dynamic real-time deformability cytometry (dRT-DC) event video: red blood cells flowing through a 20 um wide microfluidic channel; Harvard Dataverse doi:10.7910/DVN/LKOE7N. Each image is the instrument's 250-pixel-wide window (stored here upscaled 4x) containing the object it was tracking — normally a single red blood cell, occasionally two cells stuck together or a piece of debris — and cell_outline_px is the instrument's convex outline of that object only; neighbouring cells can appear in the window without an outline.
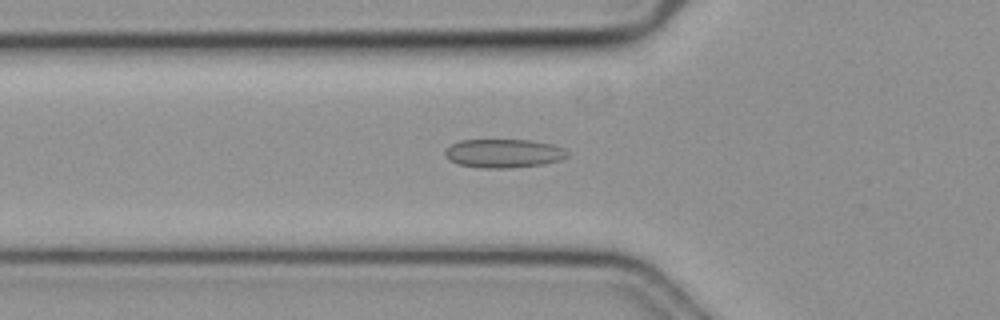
{"species": "common noctule bat (a hibernating species)", "species_latin": "Nyctalus noctula", "temperature_condition": "cold", "stored_images_in_passage": 50, "segment_of_instrument_passage": [1, 2], "camera_frame_rate_fps": 3000, "um_per_image_px": 0.085, "animal": {"sex": "female", "body_mass_g": 19.3, "forearm_length_mm": 54.1}, "frame": {"image": 1, "passage_image": 20, "time_ms": 6.333, "image_size_px": [1000, 320], "cell_outline_px": [[568, 156], [560, 160], [544, 164], [508, 168], [484, 168], [460, 164], [448, 160], [444, 156], [444, 152], [452, 144], [460, 140], [532, 140], [552, 144], [564, 148], [568, 152]], "centroid_in_image_um": [42.82, 13.03], "position_along_channel_um": 83.0, "area_um2": 20.46}}
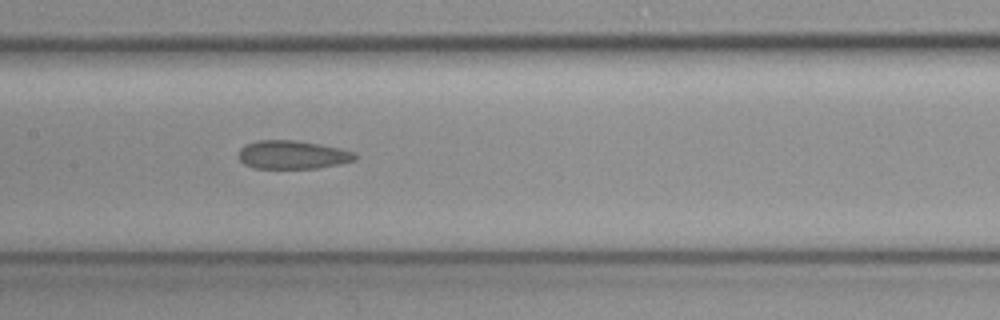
{"frame": {"image": 2, "passage_image": 28, "time_ms": 9.0, "image_size_px": [1000, 320], "cell_outline_px": [[356, 160], [340, 164], [316, 168], [252, 168], [244, 164], [236, 156], [240, 148], [244, 144], [260, 140], [296, 140], [320, 144], [340, 148], [356, 152]], "centroid_in_image_um": [24.84, 13.15], "position_along_channel_um": 182.6, "area_um2": 19.54}}
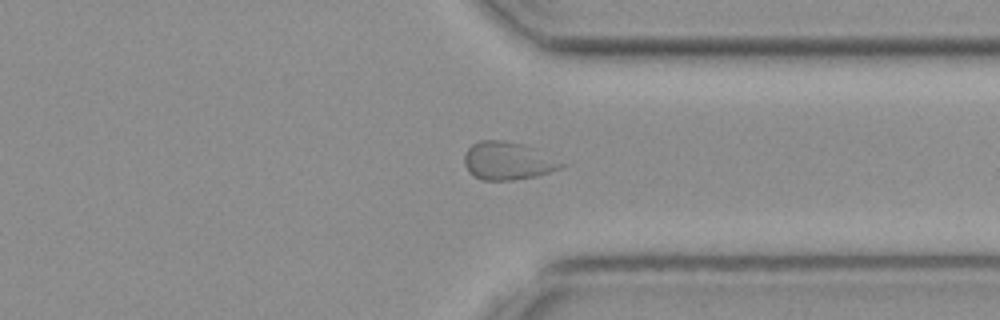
{"frame": {"image": 3, "passage_image": 43, "time_ms": 14.0, "image_size_px": [1000, 320], "cell_outline_px": [[568, 164], [560, 168], [536, 176], [512, 180], [484, 180], [468, 172], [464, 164], [464, 156], [468, 148], [472, 144], [480, 140], [504, 140], [520, 144], [532, 148]], "centroid_in_image_um": [43.13, 13.67], "position_along_channel_um": 368.3, "area_um2": 21.15}}